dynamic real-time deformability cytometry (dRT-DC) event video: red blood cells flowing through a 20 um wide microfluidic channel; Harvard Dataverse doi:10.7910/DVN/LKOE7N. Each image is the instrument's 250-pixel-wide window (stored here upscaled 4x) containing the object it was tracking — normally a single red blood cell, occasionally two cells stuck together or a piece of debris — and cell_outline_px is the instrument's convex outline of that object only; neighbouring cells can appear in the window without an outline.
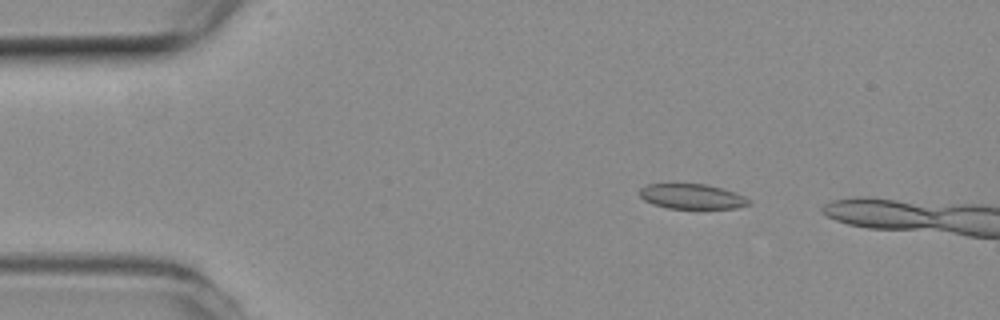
{"species": "common noctule bat (a hibernating species)", "species_latin": "Nyctalus noctula", "temperature_condition": "room temperature", "stored_images_in_passage": 6, "camera_frame_rate_fps": 3000, "um_per_image_px": 0.085, "animal": {"sex": "female", "body_mass_g": 19.3, "forearm_length_mm": 54.1}, "frame": {"image": 1, "passage_image": 3, "time_ms": 0.667, "image_size_px": [1000, 320], "cell_outline_px": [[752, 204], [736, 208], [668, 208], [652, 204], [644, 200], [640, 196], [640, 188], [648, 184], [704, 184], [720, 188], [744, 196], [752, 200]], "centroid_in_image_um": [58.82, 16.7], "position_along_channel_um": 26.2, "area_um2": 15.78}}